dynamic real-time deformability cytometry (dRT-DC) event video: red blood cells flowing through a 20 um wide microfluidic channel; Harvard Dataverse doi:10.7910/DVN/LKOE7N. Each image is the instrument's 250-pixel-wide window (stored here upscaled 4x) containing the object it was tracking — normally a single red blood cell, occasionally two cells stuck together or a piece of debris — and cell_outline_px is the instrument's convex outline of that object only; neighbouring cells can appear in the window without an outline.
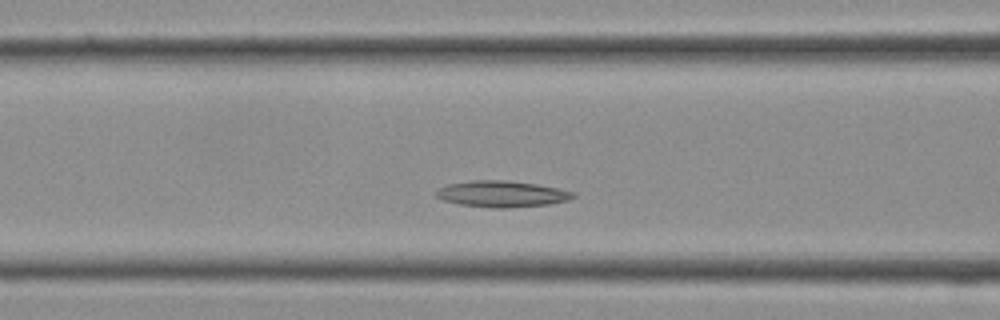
{"species": "Egyptian fruit bat (a non-hibernating species)", "species_latin": "Rousettus aegyptiacus", "temperature_condition": "cold", "stored_images_in_passage": 25, "camera_frame_rate_fps": 3000, "um_per_image_px": 0.085, "frame": {"image": 1, "passage_image": 5, "time_ms": 1.333, "image_size_px": [1000, 320], "cell_outline_px": [[576, 196], [568, 200], [548, 204], [504, 208], [492, 208], [460, 204], [444, 200], [436, 196], [436, 192], [440, 188], [448, 184], [472, 180], [504, 180], [536, 184], [560, 188], [572, 192]], "centroid_in_image_um": [42.66, 16.48], "position_along_channel_um": 123.9, "area_um2": 20.75}}
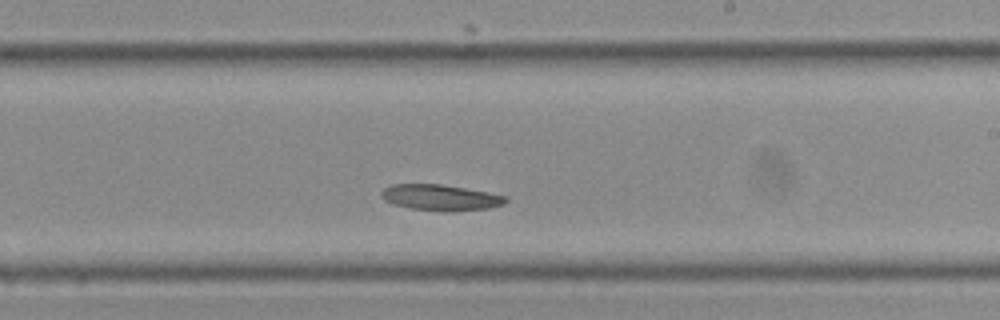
{"frame": {"image": 2, "passage_image": 11, "time_ms": 3.333, "image_size_px": [1000, 320], "cell_outline_px": [[508, 200], [504, 204], [488, 208], [444, 212], [412, 208], [392, 204], [384, 200], [380, 196], [380, 192], [384, 188], [392, 184], [440, 184], [488, 192], [508, 196]], "centroid_in_image_um": [37.43, 16.79], "position_along_channel_um": 251.6, "area_um2": 18.84}}
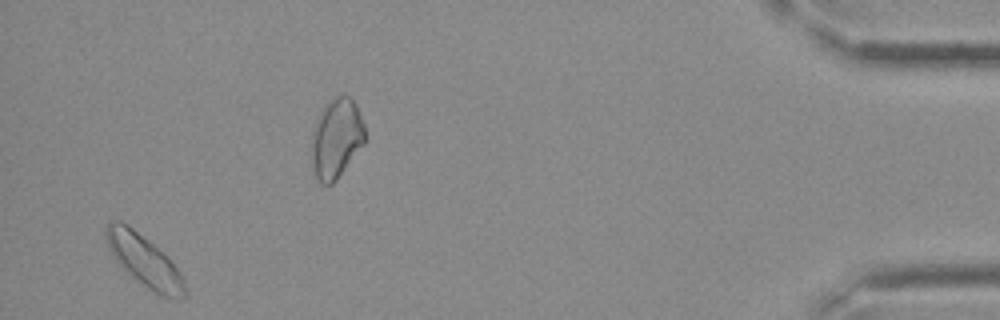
{"frame": {"image": 3, "passage_image": 23, "time_ms": 7.333, "image_size_px": [1000, 320], "cell_outline_px": [[184, 296], [176, 300], [172, 300], [160, 296], [152, 292], [132, 276], [112, 256], [108, 248], [104, 236], [104, 228], [112, 220], [120, 220], [128, 224], [168, 256], [180, 272], [184, 280]], "centroid_in_image_um": [12.24, 22.15], "position_along_channel_um": 423.0, "area_um2": 23.76}}